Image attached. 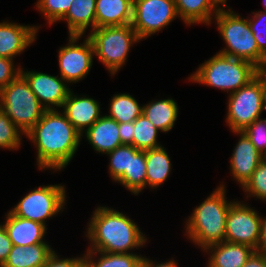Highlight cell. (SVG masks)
<instances>
[{
    "label": "cell",
    "mask_w": 266,
    "mask_h": 267,
    "mask_svg": "<svg viewBox=\"0 0 266 267\" xmlns=\"http://www.w3.org/2000/svg\"><path fill=\"white\" fill-rule=\"evenodd\" d=\"M26 135L37 145L38 166L55 170L70 162L81 138L66 115L56 109H47Z\"/></svg>",
    "instance_id": "1"
},
{
    "label": "cell",
    "mask_w": 266,
    "mask_h": 267,
    "mask_svg": "<svg viewBox=\"0 0 266 267\" xmlns=\"http://www.w3.org/2000/svg\"><path fill=\"white\" fill-rule=\"evenodd\" d=\"M87 235L93 243L88 251L126 254L146 241L137 225L124 214L99 207L95 210ZM127 251V252H126Z\"/></svg>",
    "instance_id": "2"
},
{
    "label": "cell",
    "mask_w": 266,
    "mask_h": 267,
    "mask_svg": "<svg viewBox=\"0 0 266 267\" xmlns=\"http://www.w3.org/2000/svg\"><path fill=\"white\" fill-rule=\"evenodd\" d=\"M224 185L215 190L188 219L187 234L196 244L206 247L223 242L228 210L231 202L225 200Z\"/></svg>",
    "instance_id": "3"
},
{
    "label": "cell",
    "mask_w": 266,
    "mask_h": 267,
    "mask_svg": "<svg viewBox=\"0 0 266 267\" xmlns=\"http://www.w3.org/2000/svg\"><path fill=\"white\" fill-rule=\"evenodd\" d=\"M198 69L191 81L234 93L255 77L258 68L249 61L217 53Z\"/></svg>",
    "instance_id": "4"
},
{
    "label": "cell",
    "mask_w": 266,
    "mask_h": 267,
    "mask_svg": "<svg viewBox=\"0 0 266 267\" xmlns=\"http://www.w3.org/2000/svg\"><path fill=\"white\" fill-rule=\"evenodd\" d=\"M215 15L219 32L228 47L219 53L249 61L258 69L265 68L266 57L259 51L248 19L221 8Z\"/></svg>",
    "instance_id": "5"
},
{
    "label": "cell",
    "mask_w": 266,
    "mask_h": 267,
    "mask_svg": "<svg viewBox=\"0 0 266 267\" xmlns=\"http://www.w3.org/2000/svg\"><path fill=\"white\" fill-rule=\"evenodd\" d=\"M0 108L24 134L41 119L46 111L21 74L0 89Z\"/></svg>",
    "instance_id": "6"
},
{
    "label": "cell",
    "mask_w": 266,
    "mask_h": 267,
    "mask_svg": "<svg viewBox=\"0 0 266 267\" xmlns=\"http://www.w3.org/2000/svg\"><path fill=\"white\" fill-rule=\"evenodd\" d=\"M94 47V54L115 74L125 63L130 46L139 42L131 24L96 28L88 36Z\"/></svg>",
    "instance_id": "7"
},
{
    "label": "cell",
    "mask_w": 266,
    "mask_h": 267,
    "mask_svg": "<svg viewBox=\"0 0 266 267\" xmlns=\"http://www.w3.org/2000/svg\"><path fill=\"white\" fill-rule=\"evenodd\" d=\"M227 122L235 131H242L260 118L264 108L261 81L255 76L246 85L230 93Z\"/></svg>",
    "instance_id": "8"
},
{
    "label": "cell",
    "mask_w": 266,
    "mask_h": 267,
    "mask_svg": "<svg viewBox=\"0 0 266 267\" xmlns=\"http://www.w3.org/2000/svg\"><path fill=\"white\" fill-rule=\"evenodd\" d=\"M64 204V186H41L27 194L10 212L45 225V219L57 214Z\"/></svg>",
    "instance_id": "9"
},
{
    "label": "cell",
    "mask_w": 266,
    "mask_h": 267,
    "mask_svg": "<svg viewBox=\"0 0 266 267\" xmlns=\"http://www.w3.org/2000/svg\"><path fill=\"white\" fill-rule=\"evenodd\" d=\"M174 0H133L131 26L139 39L160 31L177 17Z\"/></svg>",
    "instance_id": "10"
},
{
    "label": "cell",
    "mask_w": 266,
    "mask_h": 267,
    "mask_svg": "<svg viewBox=\"0 0 266 267\" xmlns=\"http://www.w3.org/2000/svg\"><path fill=\"white\" fill-rule=\"evenodd\" d=\"M263 219L254 209L242 203L231 202L226 219L224 241L246 244L256 250L260 241Z\"/></svg>",
    "instance_id": "11"
},
{
    "label": "cell",
    "mask_w": 266,
    "mask_h": 267,
    "mask_svg": "<svg viewBox=\"0 0 266 267\" xmlns=\"http://www.w3.org/2000/svg\"><path fill=\"white\" fill-rule=\"evenodd\" d=\"M81 36L70 35V44L59 51L61 78L67 82H78L85 77L92 66L94 47L89 37L82 45H75ZM75 43V44H74Z\"/></svg>",
    "instance_id": "12"
},
{
    "label": "cell",
    "mask_w": 266,
    "mask_h": 267,
    "mask_svg": "<svg viewBox=\"0 0 266 267\" xmlns=\"http://www.w3.org/2000/svg\"><path fill=\"white\" fill-rule=\"evenodd\" d=\"M21 75L26 79L30 89L38 98L39 103L46 110L54 109L50 107V104L57 107L63 106L70 90L63 83L61 77L59 78L41 72H24L23 70H21ZM42 102H45L46 105Z\"/></svg>",
    "instance_id": "13"
},
{
    "label": "cell",
    "mask_w": 266,
    "mask_h": 267,
    "mask_svg": "<svg viewBox=\"0 0 266 267\" xmlns=\"http://www.w3.org/2000/svg\"><path fill=\"white\" fill-rule=\"evenodd\" d=\"M235 133H240L241 138L233 152L230 166L233 177L244 186L257 166L266 157L256 149L250 139L242 131H235Z\"/></svg>",
    "instance_id": "14"
},
{
    "label": "cell",
    "mask_w": 266,
    "mask_h": 267,
    "mask_svg": "<svg viewBox=\"0 0 266 267\" xmlns=\"http://www.w3.org/2000/svg\"><path fill=\"white\" fill-rule=\"evenodd\" d=\"M36 27L0 23V57L12 59L35 40Z\"/></svg>",
    "instance_id": "15"
},
{
    "label": "cell",
    "mask_w": 266,
    "mask_h": 267,
    "mask_svg": "<svg viewBox=\"0 0 266 267\" xmlns=\"http://www.w3.org/2000/svg\"><path fill=\"white\" fill-rule=\"evenodd\" d=\"M72 94L70 91L62 107L67 119L82 135L85 127L90 128L101 117L100 106L92 98H80Z\"/></svg>",
    "instance_id": "16"
},
{
    "label": "cell",
    "mask_w": 266,
    "mask_h": 267,
    "mask_svg": "<svg viewBox=\"0 0 266 267\" xmlns=\"http://www.w3.org/2000/svg\"><path fill=\"white\" fill-rule=\"evenodd\" d=\"M4 227L13 245L23 247L45 243L42 239L46 226L39 222L17 217L9 212Z\"/></svg>",
    "instance_id": "17"
},
{
    "label": "cell",
    "mask_w": 266,
    "mask_h": 267,
    "mask_svg": "<svg viewBox=\"0 0 266 267\" xmlns=\"http://www.w3.org/2000/svg\"><path fill=\"white\" fill-rule=\"evenodd\" d=\"M86 137L97 152L108 153L121 146L119 123L101 116L90 128L86 129Z\"/></svg>",
    "instance_id": "18"
},
{
    "label": "cell",
    "mask_w": 266,
    "mask_h": 267,
    "mask_svg": "<svg viewBox=\"0 0 266 267\" xmlns=\"http://www.w3.org/2000/svg\"><path fill=\"white\" fill-rule=\"evenodd\" d=\"M96 28L131 24L133 0H96Z\"/></svg>",
    "instance_id": "19"
},
{
    "label": "cell",
    "mask_w": 266,
    "mask_h": 267,
    "mask_svg": "<svg viewBox=\"0 0 266 267\" xmlns=\"http://www.w3.org/2000/svg\"><path fill=\"white\" fill-rule=\"evenodd\" d=\"M205 249H214L208 267H243L255 251L249 245L227 241L209 245Z\"/></svg>",
    "instance_id": "20"
},
{
    "label": "cell",
    "mask_w": 266,
    "mask_h": 267,
    "mask_svg": "<svg viewBox=\"0 0 266 267\" xmlns=\"http://www.w3.org/2000/svg\"><path fill=\"white\" fill-rule=\"evenodd\" d=\"M53 252L46 243L17 246L12 249L1 267H41Z\"/></svg>",
    "instance_id": "21"
},
{
    "label": "cell",
    "mask_w": 266,
    "mask_h": 267,
    "mask_svg": "<svg viewBox=\"0 0 266 267\" xmlns=\"http://www.w3.org/2000/svg\"><path fill=\"white\" fill-rule=\"evenodd\" d=\"M96 0H74L61 20H67L69 34L82 36L89 26L96 29Z\"/></svg>",
    "instance_id": "22"
},
{
    "label": "cell",
    "mask_w": 266,
    "mask_h": 267,
    "mask_svg": "<svg viewBox=\"0 0 266 267\" xmlns=\"http://www.w3.org/2000/svg\"><path fill=\"white\" fill-rule=\"evenodd\" d=\"M179 17L187 24L211 22V11L216 14L219 6L215 0H174Z\"/></svg>",
    "instance_id": "23"
},
{
    "label": "cell",
    "mask_w": 266,
    "mask_h": 267,
    "mask_svg": "<svg viewBox=\"0 0 266 267\" xmlns=\"http://www.w3.org/2000/svg\"><path fill=\"white\" fill-rule=\"evenodd\" d=\"M142 114H144L158 130L168 132L174 127L178 108L174 100L164 99L156 102L153 101L143 106Z\"/></svg>",
    "instance_id": "24"
},
{
    "label": "cell",
    "mask_w": 266,
    "mask_h": 267,
    "mask_svg": "<svg viewBox=\"0 0 266 267\" xmlns=\"http://www.w3.org/2000/svg\"><path fill=\"white\" fill-rule=\"evenodd\" d=\"M146 157V185L157 187L168 177L171 163L164 147L153 148L145 151Z\"/></svg>",
    "instance_id": "25"
},
{
    "label": "cell",
    "mask_w": 266,
    "mask_h": 267,
    "mask_svg": "<svg viewBox=\"0 0 266 267\" xmlns=\"http://www.w3.org/2000/svg\"><path fill=\"white\" fill-rule=\"evenodd\" d=\"M134 194L140 193L146 186V157L145 151L138 150L130 155L129 172L117 180Z\"/></svg>",
    "instance_id": "26"
},
{
    "label": "cell",
    "mask_w": 266,
    "mask_h": 267,
    "mask_svg": "<svg viewBox=\"0 0 266 267\" xmlns=\"http://www.w3.org/2000/svg\"><path fill=\"white\" fill-rule=\"evenodd\" d=\"M143 112V107L129 94H117L113 96L110 104V115L108 117L118 123L133 122Z\"/></svg>",
    "instance_id": "27"
},
{
    "label": "cell",
    "mask_w": 266,
    "mask_h": 267,
    "mask_svg": "<svg viewBox=\"0 0 266 267\" xmlns=\"http://www.w3.org/2000/svg\"><path fill=\"white\" fill-rule=\"evenodd\" d=\"M102 256L99 258L98 262H93L92 251H88L84 256L85 267H142L143 258L136 254H113L107 252H97Z\"/></svg>",
    "instance_id": "28"
},
{
    "label": "cell",
    "mask_w": 266,
    "mask_h": 267,
    "mask_svg": "<svg viewBox=\"0 0 266 267\" xmlns=\"http://www.w3.org/2000/svg\"><path fill=\"white\" fill-rule=\"evenodd\" d=\"M134 138L133 146L141 151L158 148L160 145L157 143L158 129L146 118L144 114H141L134 121Z\"/></svg>",
    "instance_id": "29"
},
{
    "label": "cell",
    "mask_w": 266,
    "mask_h": 267,
    "mask_svg": "<svg viewBox=\"0 0 266 267\" xmlns=\"http://www.w3.org/2000/svg\"><path fill=\"white\" fill-rule=\"evenodd\" d=\"M137 151L138 149L132 145H121L107 153V155L111 157L110 174L115 181H117L124 172H129L130 155H135Z\"/></svg>",
    "instance_id": "30"
},
{
    "label": "cell",
    "mask_w": 266,
    "mask_h": 267,
    "mask_svg": "<svg viewBox=\"0 0 266 267\" xmlns=\"http://www.w3.org/2000/svg\"><path fill=\"white\" fill-rule=\"evenodd\" d=\"M19 128L0 108V147L16 149L20 145Z\"/></svg>",
    "instance_id": "31"
},
{
    "label": "cell",
    "mask_w": 266,
    "mask_h": 267,
    "mask_svg": "<svg viewBox=\"0 0 266 267\" xmlns=\"http://www.w3.org/2000/svg\"><path fill=\"white\" fill-rule=\"evenodd\" d=\"M73 1L74 0H39L36 7L45 14L49 23L53 24L61 20L67 14Z\"/></svg>",
    "instance_id": "32"
},
{
    "label": "cell",
    "mask_w": 266,
    "mask_h": 267,
    "mask_svg": "<svg viewBox=\"0 0 266 267\" xmlns=\"http://www.w3.org/2000/svg\"><path fill=\"white\" fill-rule=\"evenodd\" d=\"M243 188L251 195L266 200V158L257 166Z\"/></svg>",
    "instance_id": "33"
},
{
    "label": "cell",
    "mask_w": 266,
    "mask_h": 267,
    "mask_svg": "<svg viewBox=\"0 0 266 267\" xmlns=\"http://www.w3.org/2000/svg\"><path fill=\"white\" fill-rule=\"evenodd\" d=\"M242 132L250 139L256 149L266 157V119L258 118Z\"/></svg>",
    "instance_id": "34"
},
{
    "label": "cell",
    "mask_w": 266,
    "mask_h": 267,
    "mask_svg": "<svg viewBox=\"0 0 266 267\" xmlns=\"http://www.w3.org/2000/svg\"><path fill=\"white\" fill-rule=\"evenodd\" d=\"M263 17L266 18V11L255 13L253 20L248 19V23L254 34L259 51L266 57V26L260 28V23L266 21Z\"/></svg>",
    "instance_id": "35"
},
{
    "label": "cell",
    "mask_w": 266,
    "mask_h": 267,
    "mask_svg": "<svg viewBox=\"0 0 266 267\" xmlns=\"http://www.w3.org/2000/svg\"><path fill=\"white\" fill-rule=\"evenodd\" d=\"M12 62L13 59L0 57V89L7 86L21 74V68L16 71Z\"/></svg>",
    "instance_id": "36"
},
{
    "label": "cell",
    "mask_w": 266,
    "mask_h": 267,
    "mask_svg": "<svg viewBox=\"0 0 266 267\" xmlns=\"http://www.w3.org/2000/svg\"><path fill=\"white\" fill-rule=\"evenodd\" d=\"M53 251L47 258L44 265L41 267H85V259L72 258V259H58V256Z\"/></svg>",
    "instance_id": "37"
},
{
    "label": "cell",
    "mask_w": 266,
    "mask_h": 267,
    "mask_svg": "<svg viewBox=\"0 0 266 267\" xmlns=\"http://www.w3.org/2000/svg\"><path fill=\"white\" fill-rule=\"evenodd\" d=\"M12 242L8 237L7 231L4 225H0V267L6 261L11 249H12Z\"/></svg>",
    "instance_id": "38"
},
{
    "label": "cell",
    "mask_w": 266,
    "mask_h": 267,
    "mask_svg": "<svg viewBox=\"0 0 266 267\" xmlns=\"http://www.w3.org/2000/svg\"><path fill=\"white\" fill-rule=\"evenodd\" d=\"M133 122L119 123L120 139L122 145H132L135 132Z\"/></svg>",
    "instance_id": "39"
},
{
    "label": "cell",
    "mask_w": 266,
    "mask_h": 267,
    "mask_svg": "<svg viewBox=\"0 0 266 267\" xmlns=\"http://www.w3.org/2000/svg\"><path fill=\"white\" fill-rule=\"evenodd\" d=\"M243 267H266V255L254 251Z\"/></svg>",
    "instance_id": "40"
},
{
    "label": "cell",
    "mask_w": 266,
    "mask_h": 267,
    "mask_svg": "<svg viewBox=\"0 0 266 267\" xmlns=\"http://www.w3.org/2000/svg\"><path fill=\"white\" fill-rule=\"evenodd\" d=\"M255 251L266 255V218L263 219L261 226L260 241Z\"/></svg>",
    "instance_id": "41"
},
{
    "label": "cell",
    "mask_w": 266,
    "mask_h": 267,
    "mask_svg": "<svg viewBox=\"0 0 266 267\" xmlns=\"http://www.w3.org/2000/svg\"><path fill=\"white\" fill-rule=\"evenodd\" d=\"M255 76L261 81L263 90L264 108H266V67L257 69Z\"/></svg>",
    "instance_id": "42"
},
{
    "label": "cell",
    "mask_w": 266,
    "mask_h": 267,
    "mask_svg": "<svg viewBox=\"0 0 266 267\" xmlns=\"http://www.w3.org/2000/svg\"><path fill=\"white\" fill-rule=\"evenodd\" d=\"M142 267H177V266L174 260H171L166 263L153 265L152 261H149L147 258H143Z\"/></svg>",
    "instance_id": "43"
},
{
    "label": "cell",
    "mask_w": 266,
    "mask_h": 267,
    "mask_svg": "<svg viewBox=\"0 0 266 267\" xmlns=\"http://www.w3.org/2000/svg\"><path fill=\"white\" fill-rule=\"evenodd\" d=\"M215 2H216L217 4L222 3V4H224L225 7H227L226 0H215Z\"/></svg>",
    "instance_id": "44"
}]
</instances>
